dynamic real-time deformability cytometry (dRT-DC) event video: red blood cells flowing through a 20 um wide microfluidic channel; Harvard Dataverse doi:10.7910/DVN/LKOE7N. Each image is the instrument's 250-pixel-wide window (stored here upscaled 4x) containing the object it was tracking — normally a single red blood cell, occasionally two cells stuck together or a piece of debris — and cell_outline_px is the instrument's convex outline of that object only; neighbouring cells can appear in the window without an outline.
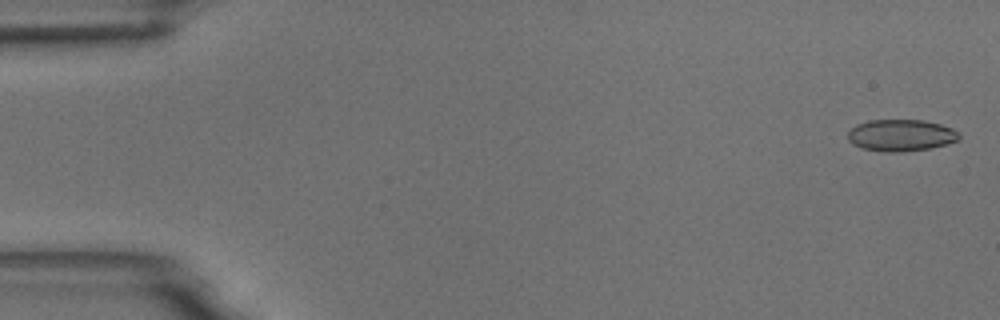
{"species": "common noctule bat (a hibernating species)", "species_latin": "Nyctalus noctula", "temperature_condition": "room temperature", "stored_images_in_passage": 5, "camera_frame_rate_fps": 3000, "um_per_image_px": 0.085, "animal": {"sex": "male", "body_mass_g": 18.8}, "frame": {"image": 1, "passage_image": 1, "time_ms": 0.0, "image_size_px": [1000, 320], "cell_outline_px": [[960, 136], [956, 140], [944, 144], [928, 148], [904, 152], [884, 152], [864, 148], [852, 144], [848, 140], [848, 132], [856, 124], [868, 120], [924, 120], [940, 124], [952, 128], [960, 132]], "centroid_in_image_um": [76.56, 11.49], "position_along_channel_um": 8.4, "area_um2": 20.52}}
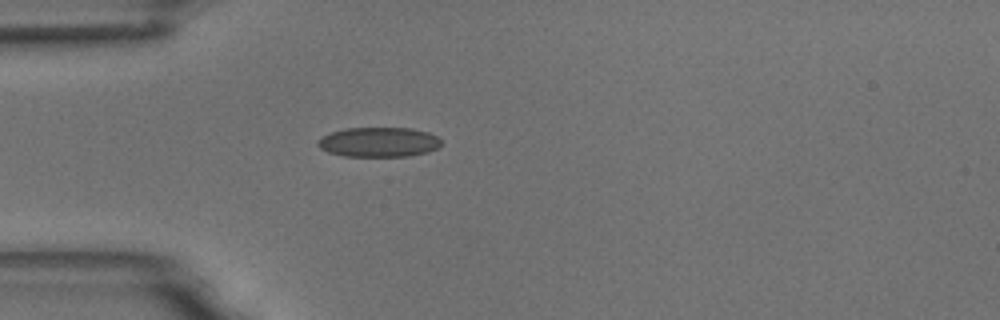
{"frame": {"image": 2, "passage_image": 5, "time_ms": 4.667, "image_size_px": [1000, 320], "cell_outline_px": [[440, 144], [436, 148], [428, 152], [408, 156], [344, 156], [328, 152], [320, 148], [316, 144], [316, 140], [332, 132], [348, 128], [412, 128], [428, 132], [436, 136], [440, 140]], "centroid_in_image_um": [32.18, 12.08], "position_along_channel_um": 52.8, "area_um2": 21.27}}